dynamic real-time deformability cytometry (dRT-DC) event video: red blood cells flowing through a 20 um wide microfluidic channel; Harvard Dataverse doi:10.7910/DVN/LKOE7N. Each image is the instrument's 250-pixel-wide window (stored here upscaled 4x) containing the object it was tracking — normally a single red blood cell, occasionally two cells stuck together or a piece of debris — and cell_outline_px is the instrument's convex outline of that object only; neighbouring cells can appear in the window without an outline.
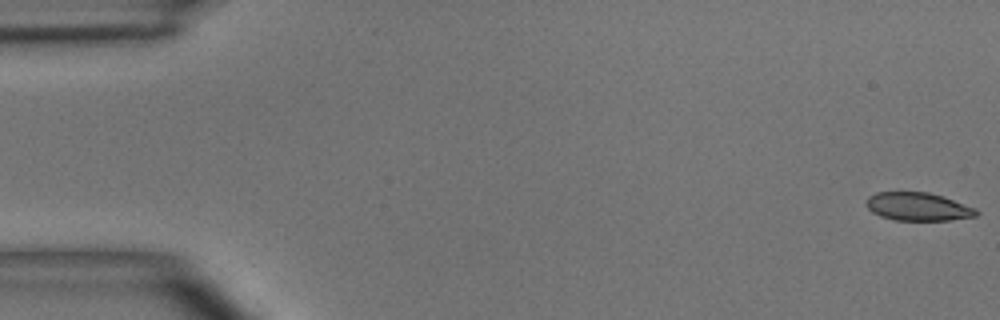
{"species": "common noctule bat (a hibernating species)", "species_latin": "Nyctalus noctula", "temperature_condition": "room temperature", "stored_images_in_passage": 5, "camera_frame_rate_fps": 3000, "um_per_image_px": 0.085, "animal": {"sex": "male", "body_mass_g": 15.6}, "frame": {"image": 1, "passage_image": 1, "time_ms": 0.0, "image_size_px": [1000, 320], "cell_outline_px": [[980, 212], [976, 216], [948, 220], [896, 220], [880, 216], [872, 212], [868, 208], [868, 196], [876, 192], [928, 192], [944, 196], [976, 208]], "centroid_in_image_um": [78.06, 17.56], "position_along_channel_um": 6.9, "area_um2": 18.03}}
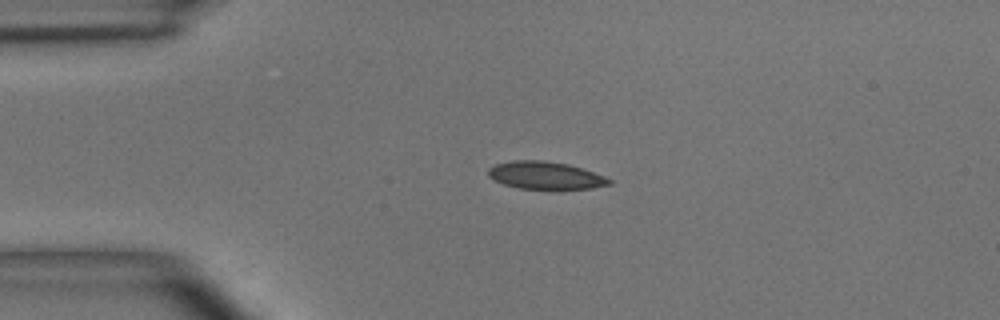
{"frame": {"image": 2, "passage_image": 4, "time_ms": 3.667, "image_size_px": [1000, 320], "cell_outline_px": [[612, 184], [592, 188], [520, 188], [504, 184], [488, 176], [488, 168], [496, 164], [512, 160], [544, 160], [568, 164], [604, 176], [612, 180]], "centroid_in_image_um": [46.35, 14.89], "position_along_channel_um": 38.7, "area_um2": 19.07}}